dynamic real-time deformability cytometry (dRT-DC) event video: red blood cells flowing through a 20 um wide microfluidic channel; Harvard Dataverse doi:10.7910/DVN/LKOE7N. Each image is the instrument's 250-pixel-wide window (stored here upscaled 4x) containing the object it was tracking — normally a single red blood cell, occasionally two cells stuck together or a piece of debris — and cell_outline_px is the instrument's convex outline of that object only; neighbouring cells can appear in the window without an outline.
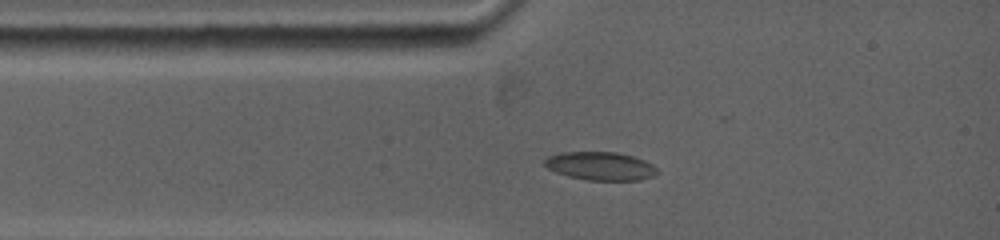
{"species": "common noctule bat (a hibernating species)", "species_latin": "Nyctalus noctula", "temperature_condition": "warm", "stored_images_in_passage": 31, "camera_frame_rate_fps": 5000, "um_per_image_px": 0.085, "animal": {"sex": "female", "body_mass_g": 19.0, "forearm_length_mm": 53.3}, "frame": {"image": 1, "passage_image": 1, "time_ms": 0.0, "image_size_px": [1000, 240], "cell_outline_px": [[656, 172], [652, 176], [640, 180], [588, 180], [568, 176], [556, 172], [548, 168], [544, 164], [544, 160], [548, 156], [560, 152], [616, 152], [632, 156], [644, 160], [652, 164], [656, 168]], "centroid_in_image_um": [51.01, 14.11], "position_along_channel_um": 34.0, "area_um2": 18.44}}
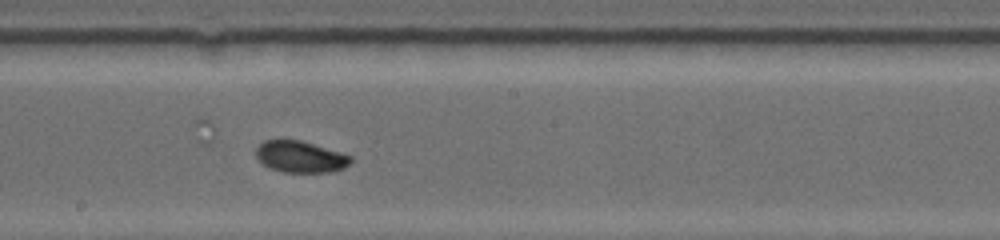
{"frame": {"image": 2, "passage_image": 14, "time_ms": 5.0, "image_size_px": [1000, 240], "cell_outline_px": [[352, 164], [344, 168], [332, 172], [284, 172], [272, 168], [264, 164], [256, 156], [256, 148], [264, 140], [300, 140], [340, 152], [352, 156]], "centroid_in_image_um": [25.58, 13.33], "position_along_channel_um": 222.6, "area_um2": 17.28}}
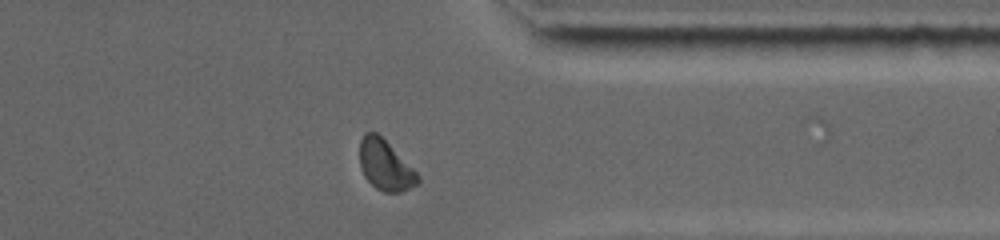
{"frame": {"image": 3, "passage_image": 27, "time_ms": 9.2, "image_size_px": [1000, 240], "cell_outline_px": [[420, 180], [416, 184], [400, 192], [384, 192], [376, 188], [364, 176], [360, 168], [360, 140], [364, 132], [376, 132], [420, 176]], "centroid_in_image_um": [32.71, 14.05], "position_along_channel_um": 378.7, "area_um2": 16.59}}